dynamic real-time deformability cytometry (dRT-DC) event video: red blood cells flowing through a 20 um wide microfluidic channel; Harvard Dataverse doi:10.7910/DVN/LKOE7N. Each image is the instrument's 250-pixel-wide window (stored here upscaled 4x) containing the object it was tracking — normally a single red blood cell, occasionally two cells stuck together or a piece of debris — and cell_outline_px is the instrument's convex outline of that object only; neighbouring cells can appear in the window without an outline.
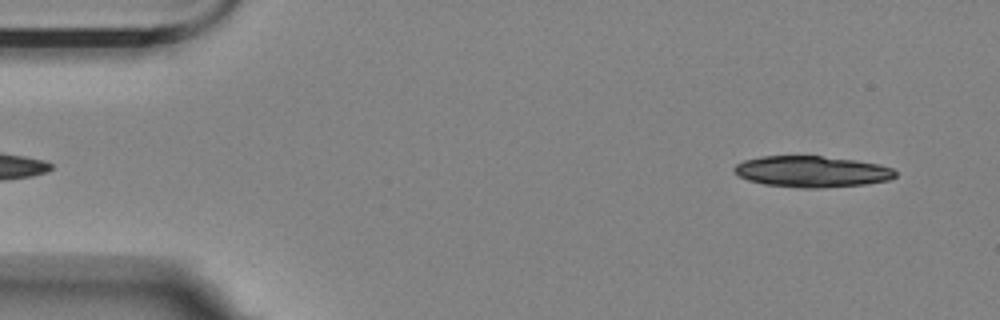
{"species": "Egyptian fruit bat (a non-hibernating species)", "species_latin": "Rousettus aegyptiacus", "temperature_condition": "room temperature", "stored_images_in_passage": 14, "camera_frame_rate_fps": 3000, "um_per_image_px": 0.085, "animal": {"sex": "female"}, "frame": {"image": 1, "passage_image": 2, "time_ms": 0.333, "image_size_px": [1000, 320], "cell_outline_px": [[896, 176], [888, 180], [864, 184], [816, 188], [804, 188], [764, 184], [748, 180], [740, 176], [732, 168], [736, 164], [744, 160], [760, 156], [820, 156], [856, 160], [880, 164], [892, 168], [896, 172]], "centroid_in_image_um": [69.0, 14.57], "position_along_channel_um": 16.0, "area_um2": 29.13}}
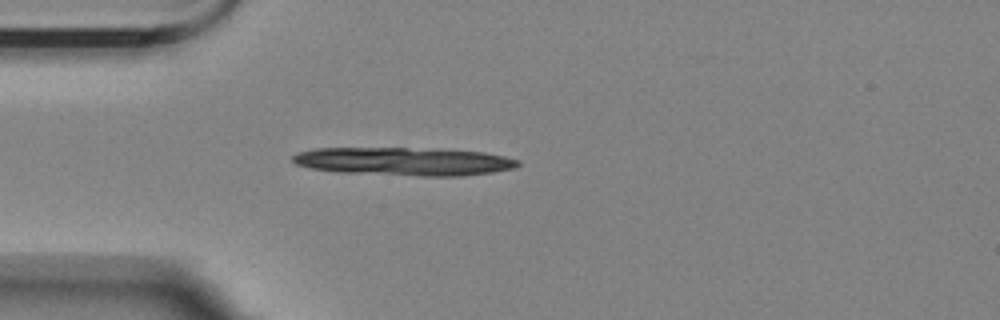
{"frame": {"image": 2, "passage_image": 12, "time_ms": 3.667, "image_size_px": [1000, 320], "cell_outline_px": [[520, 164], [516, 168], [492, 172], [460, 176], [420, 176], [336, 172], [312, 168], [296, 164], [292, 160], [292, 156], [296, 152], [316, 148], [440, 148], [484, 152], [504, 156], [520, 160]], "centroid_in_image_um": [34.37, 13.71], "position_along_channel_um": 50.6, "area_um2": 37.4}}